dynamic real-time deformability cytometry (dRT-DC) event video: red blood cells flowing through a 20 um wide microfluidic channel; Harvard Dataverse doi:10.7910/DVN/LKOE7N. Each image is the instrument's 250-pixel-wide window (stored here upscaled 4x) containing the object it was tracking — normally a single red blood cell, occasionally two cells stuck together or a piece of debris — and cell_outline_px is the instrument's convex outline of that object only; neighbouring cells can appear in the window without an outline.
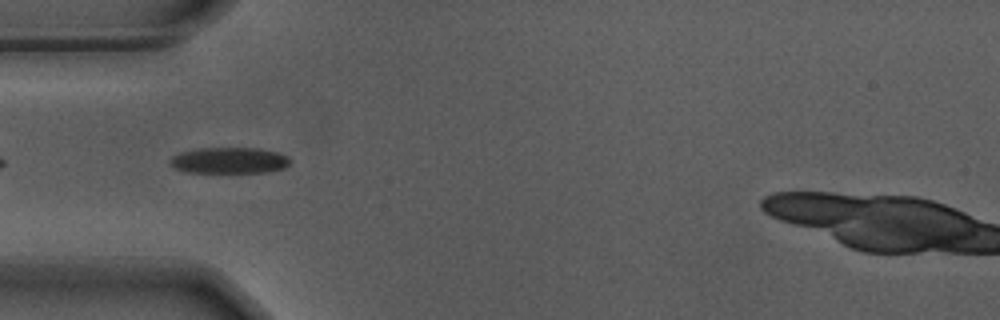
{"species": "Egyptian fruit bat (a non-hibernating species)", "species_latin": "Rousettus aegyptiacus", "temperature_condition": "warm", "stored_images_in_passage": 40, "camera_frame_rate_fps": 3000, "um_per_image_px": 0.085, "animal": {"sex": "male"}, "frame": {"image": 1, "passage_image": 3, "time_ms": 0.667, "image_size_px": [1000, 320], "cell_outline_px": [[292, 160], [284, 168], [268, 172], [184, 172], [168, 164], [168, 160], [172, 156], [180, 152], [200, 148], [256, 148], [276, 152], [288, 156]], "centroid_in_image_um": [19.46, 13.64], "position_along_channel_um": 65.5, "area_um2": 18.32}}
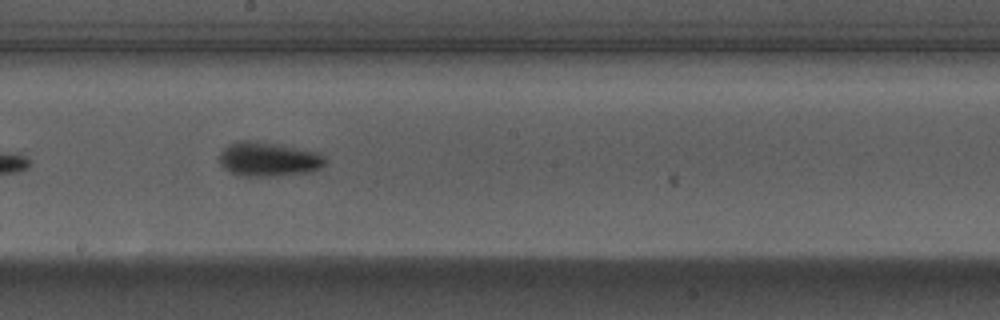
{"frame": {"image": 2, "passage_image": 16, "time_ms": 5.0, "image_size_px": [1000, 320], "cell_outline_px": [[324, 164], [320, 168], [312, 172], [276, 176], [240, 176], [224, 168], [220, 164], [220, 152], [224, 148], [232, 144], [244, 140], [248, 140], [316, 152], [324, 156]], "centroid_in_image_um": [22.81, 13.57], "position_along_channel_um": 225.4, "area_um2": 20.58}}
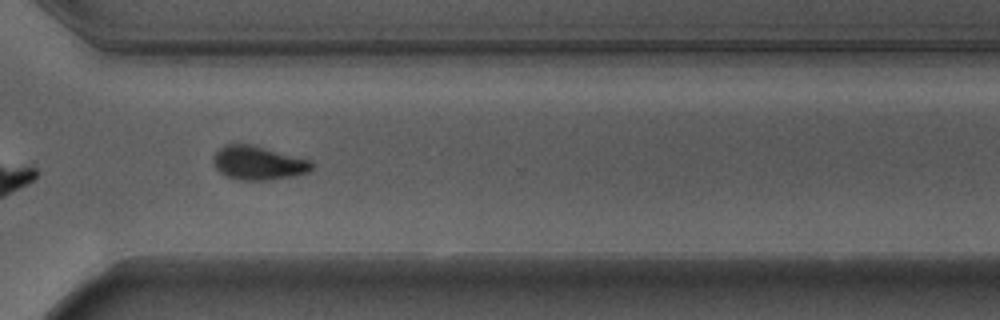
{"frame": {"image": 3, "passage_image": 26, "time_ms": 8.333, "image_size_px": [1000, 320], "cell_outline_px": [[312, 168], [308, 172], [292, 176], [272, 180], [236, 180], [224, 176], [216, 168], [212, 160], [216, 152], [220, 148], [228, 144], [248, 144], [308, 160], [312, 164]], "centroid_in_image_um": [21.89, 13.88], "position_along_channel_um": 348.7, "area_um2": 19.02}}